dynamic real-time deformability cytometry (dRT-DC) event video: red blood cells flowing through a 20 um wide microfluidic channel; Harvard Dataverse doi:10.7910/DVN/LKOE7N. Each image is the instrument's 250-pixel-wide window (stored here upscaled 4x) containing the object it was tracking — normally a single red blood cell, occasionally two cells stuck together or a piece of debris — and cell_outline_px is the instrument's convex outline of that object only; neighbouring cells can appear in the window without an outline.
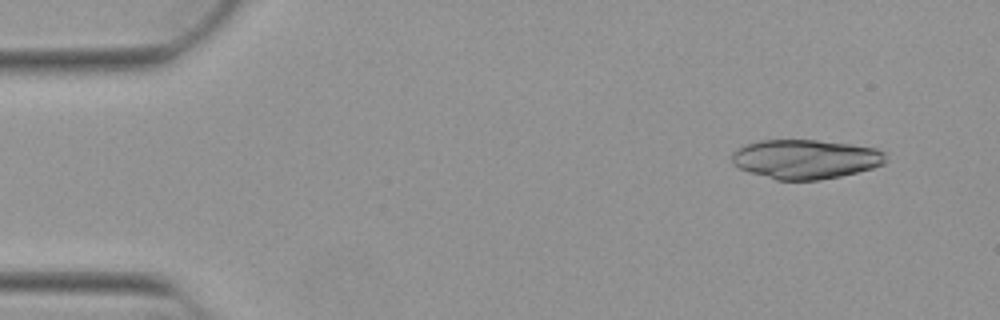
{"species": "Egyptian fruit bat (a non-hibernating species)", "species_latin": "Rousettus aegyptiacus", "temperature_condition": "warm", "stored_images_in_passage": 37, "camera_frame_rate_fps": 3000, "um_per_image_px": 0.085, "animal": {"sex": "female"}, "frame": {"image": 1, "passage_image": 4, "time_ms": 1.0, "image_size_px": [1000, 320], "cell_outline_px": [[888, 160], [884, 164], [872, 168], [840, 176], [820, 180], [776, 180], [740, 168], [732, 160], [732, 156], [744, 144], [760, 140], [816, 140], [852, 144], [876, 148], [888, 152]], "centroid_in_image_um": [68.56, 13.52], "position_along_channel_um": 16.4, "area_um2": 35.2}}
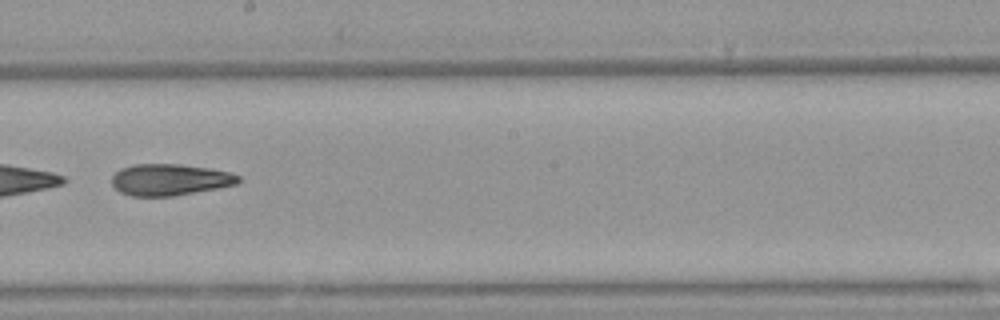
{"frame": {"image": 2, "passage_image": 29, "time_ms": 9.333, "image_size_px": [1000, 320], "cell_outline_px": [[240, 180], [236, 184], [220, 188], [172, 196], [132, 196], [120, 192], [112, 184], [112, 176], [120, 168], [132, 164], [180, 164], [208, 168], [228, 172], [240, 176]], "centroid_in_image_um": [14.42, 15.27], "position_along_channel_um": 233.8, "area_um2": 23.24}}
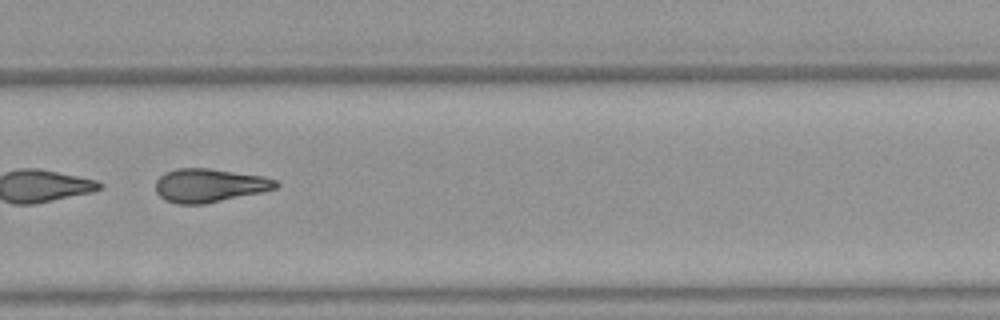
{"frame": {"image": 3, "passage_image": 35, "time_ms": 11.333, "image_size_px": [1000, 320], "cell_outline_px": [[280, 184], [276, 188], [260, 192], [204, 204], [176, 204], [164, 200], [156, 192], [156, 180], [164, 172], [176, 168], [208, 168], [264, 176], [276, 180]], "centroid_in_image_um": [17.76, 15.75], "position_along_channel_um": 312.0, "area_um2": 23.52}}